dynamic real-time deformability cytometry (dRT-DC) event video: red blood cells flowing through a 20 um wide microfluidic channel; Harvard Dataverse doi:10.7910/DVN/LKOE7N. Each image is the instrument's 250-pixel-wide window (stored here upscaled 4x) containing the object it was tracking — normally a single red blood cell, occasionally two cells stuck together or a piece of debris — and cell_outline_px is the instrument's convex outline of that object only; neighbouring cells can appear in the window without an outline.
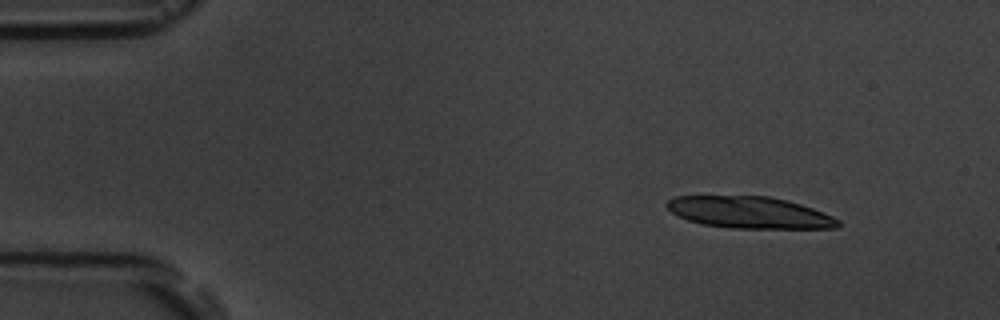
{"species": "common noctule bat (a hibernating species)", "species_latin": "Nyctalus noctula", "temperature_condition": "room temperature", "stored_images_in_passage": 5, "camera_frame_rate_fps": 3000, "um_per_image_px": 0.085, "animal": {"sex": "male", "body_mass_g": 19.5, "forearm_length_mm": 54.6}, "frame": {"image": 1, "passage_image": 2, "time_ms": 1.333, "image_size_px": [1000, 320], "cell_outline_px": [[840, 224], [836, 228], [732, 228], [704, 224], [688, 220], [672, 212], [664, 204], [668, 200], [676, 196], [768, 196], [800, 204], [812, 208], [832, 216], [840, 220]], "centroid_in_image_um": [63.7, 18.06], "position_along_channel_um": 21.3, "area_um2": 31.33}}